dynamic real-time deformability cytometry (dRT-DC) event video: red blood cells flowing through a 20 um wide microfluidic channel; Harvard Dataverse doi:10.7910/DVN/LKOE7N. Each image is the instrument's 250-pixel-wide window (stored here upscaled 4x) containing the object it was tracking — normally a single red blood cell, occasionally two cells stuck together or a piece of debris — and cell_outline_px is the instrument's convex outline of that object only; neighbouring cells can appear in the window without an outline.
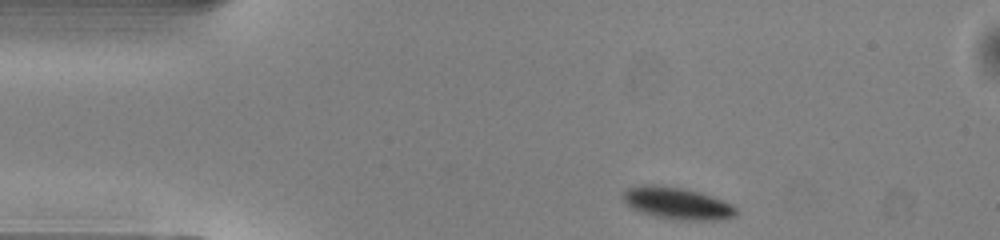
{"species": "common noctule bat (a hibernating species)", "species_latin": "Nyctalus noctula", "temperature_condition": "warm", "stored_images_in_passage": 43, "camera_frame_rate_fps": 3000, "um_per_image_px": 0.085, "animal": {"sex": "male", "body_mass_g": 13.0, "forearm_length_mm": 53.1}, "frame": {"image": 1, "passage_image": 1, "time_ms": 0.0, "image_size_px": [1000, 240], "cell_outline_px": [[736, 216], [720, 220], [680, 220], [656, 216], [640, 212], [632, 208], [624, 200], [624, 192], [628, 188], [640, 184], [656, 184], [684, 188], [700, 192], [724, 200], [732, 204], [736, 208]], "centroid_in_image_um": [57.59, 17.27], "position_along_channel_um": 27.4, "area_um2": 21.15}}
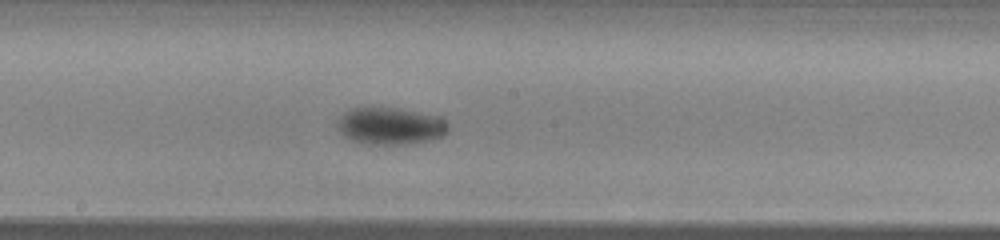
{"frame": {"image": 2, "passage_image": 19, "time_ms": 6.0, "image_size_px": [1000, 240], "cell_outline_px": [[448, 132], [444, 136], [436, 140], [408, 144], [364, 144], [352, 140], [344, 136], [336, 128], [336, 120], [344, 112], [352, 108], [400, 108], [444, 116], [448, 120]], "centroid_in_image_um": [33.24, 10.71], "position_along_channel_um": 215.0, "area_um2": 24.74}}
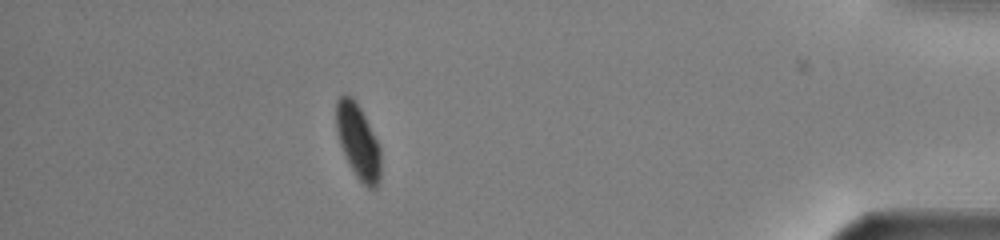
{"frame": {"image": 3, "passage_image": 37, "time_ms": 12.0, "image_size_px": [1000, 240], "cell_outline_px": [[380, 180], [376, 188], [368, 188], [356, 176], [340, 144], [336, 128], [336, 100], [344, 92], [352, 96], [356, 100], [380, 148]], "centroid_in_image_um": [30.42, 11.98], "position_along_channel_um": 404.8, "area_um2": 19.07}, "authors_computed_cell_mechanics": {"area_um2": 22.3686, "velocity_mm_per_s": 4.0624, "shape_relaxation_time_tau1_ms": 1.9589, "shape_relaxation_time_tau2_ms": null, "deformation_change_tau1": 0.0729, "deformation_change_tau2": null}}